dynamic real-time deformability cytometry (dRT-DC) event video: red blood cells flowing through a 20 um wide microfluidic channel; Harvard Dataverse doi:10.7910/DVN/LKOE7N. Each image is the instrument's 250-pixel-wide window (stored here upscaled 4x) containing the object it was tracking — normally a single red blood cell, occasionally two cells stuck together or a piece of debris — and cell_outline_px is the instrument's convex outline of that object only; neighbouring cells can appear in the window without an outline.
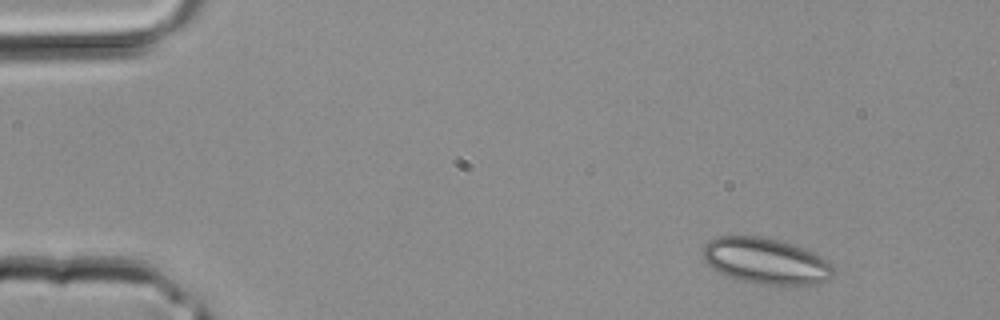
{"species": "common noctule bat (a hibernating species)", "species_latin": "Nyctalus noctula", "temperature_condition": "room temperature", "stored_images_in_passage": 2, "camera_frame_rate_fps": 3000, "um_per_image_px": 0.085, "animal": {"sex": "male", "body_mass_g": 20.4}, "frame": {"image": 1, "passage_image": 1, "time_ms": 0.0, "image_size_px": [1000, 320], "cell_outline_px": [[832, 276], [828, 280], [812, 284], [788, 288], [760, 284], [736, 280], [724, 276], [712, 268], [704, 260], [704, 244], [708, 240], [716, 236], [760, 236], [792, 244], [816, 252], [828, 260], [832, 264]], "centroid_in_image_um": [65.11, 22.22], "position_along_channel_um": 19.9, "area_um2": 35.89}}